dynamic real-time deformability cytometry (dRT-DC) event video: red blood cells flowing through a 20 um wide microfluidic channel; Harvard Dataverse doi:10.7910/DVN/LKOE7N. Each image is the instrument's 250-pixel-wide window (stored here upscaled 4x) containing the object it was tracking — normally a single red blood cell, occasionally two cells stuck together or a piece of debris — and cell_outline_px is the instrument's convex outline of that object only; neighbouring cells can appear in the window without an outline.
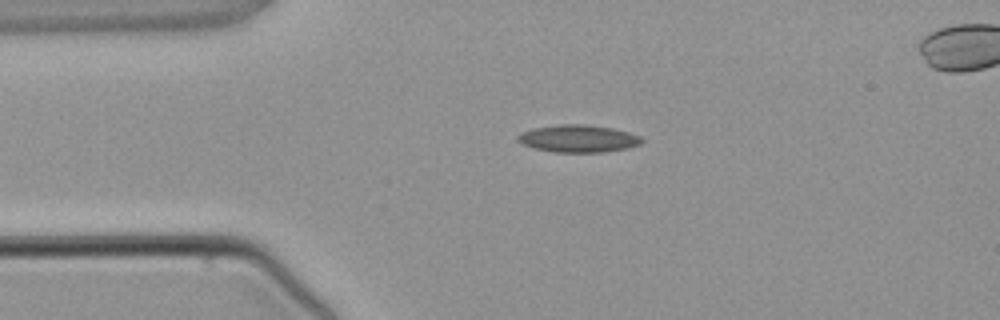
{"species": "common noctule bat (a hibernating species)", "species_latin": "Nyctalus noctula", "temperature_condition": "warm", "stored_images_in_passage": 3, "camera_frame_rate_fps": 3000, "um_per_image_px": 0.085, "animal": {"sex": "male", "body_mass_g": 21.5, "forearm_length_mm": 52.0}, "frame": {"image": 1, "passage_image": 1, "time_ms": 0.0, "image_size_px": [1000, 320], "cell_outline_px": [[644, 140], [640, 144], [628, 148], [604, 152], [552, 152], [536, 148], [524, 144], [516, 140], [516, 136], [520, 132], [532, 128], [560, 124], [584, 124], [612, 128], [628, 132], [640, 136]], "centroid_in_image_um": [49.14, 11.77], "position_along_channel_um": 35.9, "area_um2": 19.83}}